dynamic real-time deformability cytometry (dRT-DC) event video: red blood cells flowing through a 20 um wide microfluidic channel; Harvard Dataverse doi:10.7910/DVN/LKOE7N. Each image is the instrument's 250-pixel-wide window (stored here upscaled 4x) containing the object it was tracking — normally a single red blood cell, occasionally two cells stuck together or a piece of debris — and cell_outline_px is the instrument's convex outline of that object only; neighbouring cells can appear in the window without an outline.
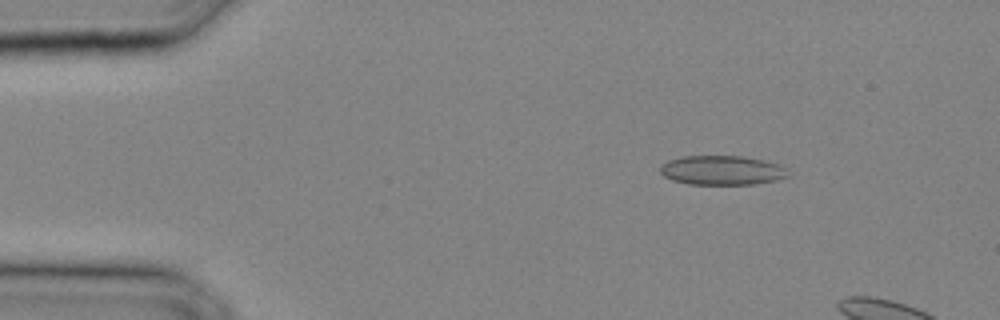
{"species": "common noctule bat (a hibernating species)", "species_latin": "Nyctalus noctula", "temperature_condition": "cold", "stored_images_in_passage": 8, "camera_frame_rate_fps": 3000, "um_per_image_px": 0.085, "animal": {"sex": "male", "body_mass_g": 20.4}, "frame": {"image": 1, "passage_image": 5, "time_ms": 1.333, "image_size_px": [1000, 320], "cell_outline_px": [[788, 176], [776, 180], [752, 184], [688, 184], [672, 180], [664, 176], [660, 172], [660, 168], [668, 160], [684, 156], [744, 156], [764, 160], [780, 164], [784, 168]], "centroid_in_image_um": [61.36, 14.47], "position_along_channel_um": 23.6, "area_um2": 21.73}}